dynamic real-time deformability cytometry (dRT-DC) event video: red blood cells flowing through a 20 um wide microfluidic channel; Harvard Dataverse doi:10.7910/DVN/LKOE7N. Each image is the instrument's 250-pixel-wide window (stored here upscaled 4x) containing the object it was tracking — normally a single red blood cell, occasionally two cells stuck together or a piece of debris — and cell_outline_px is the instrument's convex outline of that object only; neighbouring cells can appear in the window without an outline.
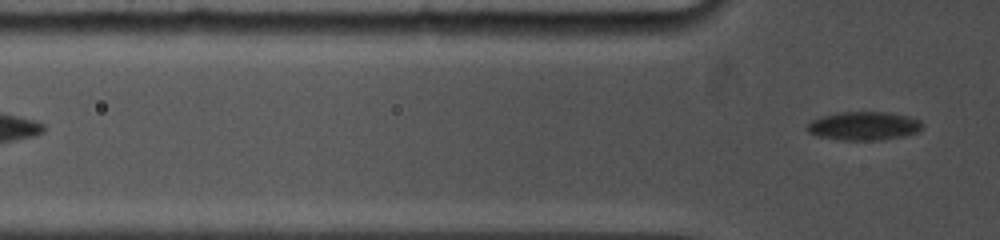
{"species": "common noctule bat (a hibernating species)", "species_latin": "Nyctalus noctula", "temperature_condition": "cold", "stored_images_in_passage": 4, "segment_of_instrument_passage": [2, 2], "camera_frame_rate_fps": 5000, "um_per_image_px": 0.085, "animal": {"sex": "female", "body_mass_g": 19.0, "forearm_length_mm": 53.3}, "frame": {"image": 1, "passage_image": 4, "time_ms": 2.8, "image_size_px": [1000, 240], "cell_outline_px": [[924, 124], [920, 132], [880, 140], [840, 140], [816, 136], [808, 132], [808, 124], [812, 120], [820, 116], [840, 112], [888, 112], [908, 116], [920, 120]], "centroid_in_image_um": [73.43, 10.7], "position_along_channel_um": 52.4, "area_um2": 19.25}}